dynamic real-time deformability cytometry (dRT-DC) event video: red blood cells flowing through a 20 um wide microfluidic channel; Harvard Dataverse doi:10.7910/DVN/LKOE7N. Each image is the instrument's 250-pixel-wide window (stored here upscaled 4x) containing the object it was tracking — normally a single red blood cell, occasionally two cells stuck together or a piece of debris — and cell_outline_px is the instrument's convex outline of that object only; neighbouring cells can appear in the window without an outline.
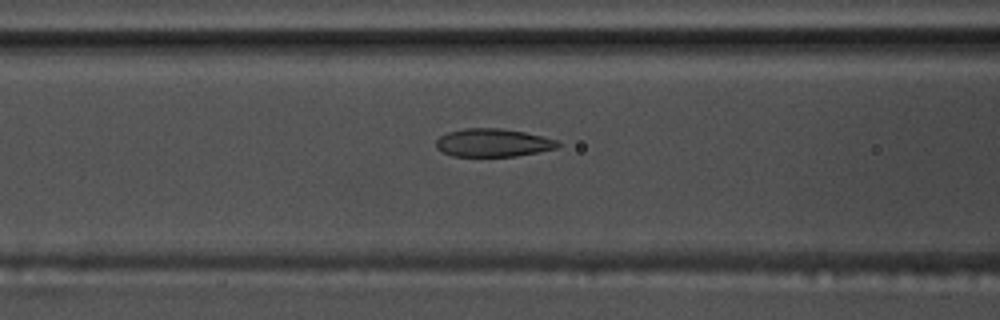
{"species": "common noctule bat (a hibernating species)", "species_latin": "Nyctalus noctula", "temperature_condition": "warm", "stored_images_in_passage": 55, "camera_frame_rate_fps": 3000, "um_per_image_px": 0.085, "animal": {"sex": "male", "body_mass_g": 17.5, "forearm_length_mm": 52.3}, "frame": {"image": 1, "passage_image": 23, "time_ms": 7.333, "image_size_px": [1000, 320], "cell_outline_px": [[560, 144], [556, 148], [516, 156], [452, 156], [436, 148], [436, 140], [440, 136], [448, 132], [464, 128], [500, 128], [524, 132], [556, 140]], "centroid_in_image_um": [41.86, 12.13], "position_along_channel_um": 124.7, "area_um2": 19.71}}
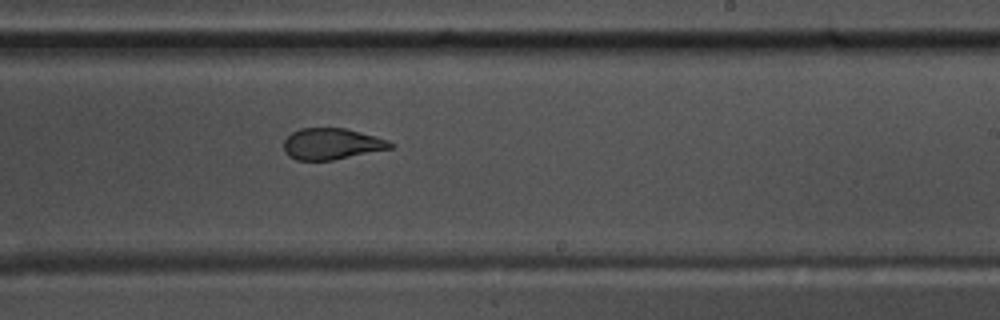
{"frame": {"image": 2, "passage_image": 34, "time_ms": 11.0, "image_size_px": [1000, 320], "cell_outline_px": [[396, 144], [392, 148], [332, 160], [296, 160], [288, 156], [284, 152], [284, 140], [292, 132], [300, 128], [344, 128], [360, 132], [388, 140]], "centroid_in_image_um": [28.18, 12.23], "position_along_channel_um": 260.8, "area_um2": 19.36}}
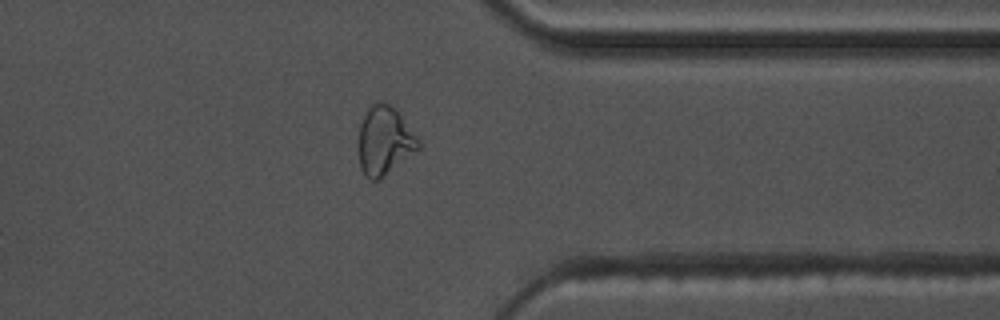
{"frame": {"image": 3, "passage_image": 44, "time_ms": 14.333, "image_size_px": [1000, 320], "cell_outline_px": [[420, 148], [380, 180], [372, 180], [360, 168], [356, 148], [356, 144], [360, 124], [368, 108], [376, 100], [380, 100], [396, 108], [420, 140]], "centroid_in_image_um": [32.65, 11.95], "position_along_channel_um": 378.7, "area_um2": 24.45}, "authors_computed_cell_mechanics": {"area_um2": 21.3282, "velocity_mm_per_s": 3.7261, "shape_relaxation_time_tau1_ms": 6.8998, "shape_relaxation_time_tau2_ms": 1.2303, "deformation_change_tau1": 0.22, "deformation_change_tau2": 0.0858}}